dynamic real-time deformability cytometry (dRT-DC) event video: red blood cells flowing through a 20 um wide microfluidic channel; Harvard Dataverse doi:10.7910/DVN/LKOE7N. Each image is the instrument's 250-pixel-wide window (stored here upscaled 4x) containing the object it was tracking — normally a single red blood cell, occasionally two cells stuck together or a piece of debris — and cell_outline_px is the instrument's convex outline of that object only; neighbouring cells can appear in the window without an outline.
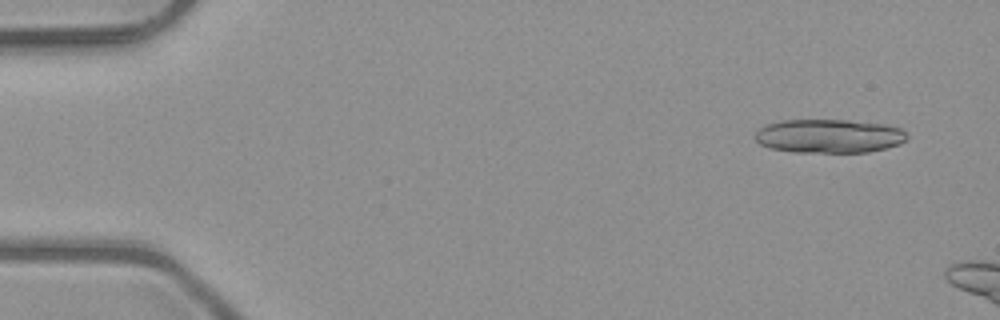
{"species": "common noctule bat (a hibernating species)", "species_latin": "Nyctalus noctula", "temperature_condition": "room temperature", "stored_images_in_passage": 10, "camera_frame_rate_fps": 3000, "um_per_image_px": 0.085, "animal": {"sex": "male", "body_mass_g": 23.1, "forearm_length_mm": 52.7}, "frame": {"image": 1, "passage_image": 4, "time_ms": 1.0, "image_size_px": [1000, 320], "cell_outline_px": [[908, 140], [900, 144], [868, 152], [792, 152], [768, 148], [760, 144], [756, 140], [756, 132], [764, 124], [780, 120], [848, 120], [884, 124], [900, 128], [908, 136]], "centroid_in_image_um": [70.45, 11.56], "position_along_channel_um": 14.5, "area_um2": 30.06}}